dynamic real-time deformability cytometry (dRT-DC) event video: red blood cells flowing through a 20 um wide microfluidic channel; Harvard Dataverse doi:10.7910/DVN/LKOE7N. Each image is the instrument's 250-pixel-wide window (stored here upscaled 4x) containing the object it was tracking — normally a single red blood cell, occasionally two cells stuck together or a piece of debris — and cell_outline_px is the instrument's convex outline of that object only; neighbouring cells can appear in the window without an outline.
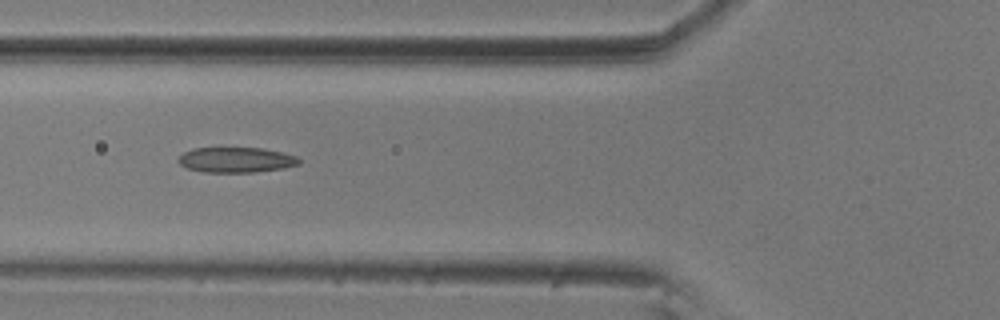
{"species": "common noctule bat (a hibernating species)", "species_latin": "Nyctalus noctula", "temperature_condition": "room temperature", "stored_images_in_passage": 15, "camera_frame_rate_fps": 3000, "um_per_image_px": 0.085, "animal": {"sex": "male", "body_mass_g": 20.5, "forearm_length_mm": 52.5}, "frame": {"image": 1, "passage_image": 6, "time_ms": 1.667, "image_size_px": [1000, 320], "cell_outline_px": [[300, 164], [284, 168], [252, 172], [204, 172], [188, 168], [180, 164], [176, 160], [184, 152], [192, 148], [264, 148], [284, 152], [296, 156], [300, 160]], "centroid_in_image_um": [20.08, 13.58], "position_along_channel_um": 105.7, "area_um2": 17.8}}
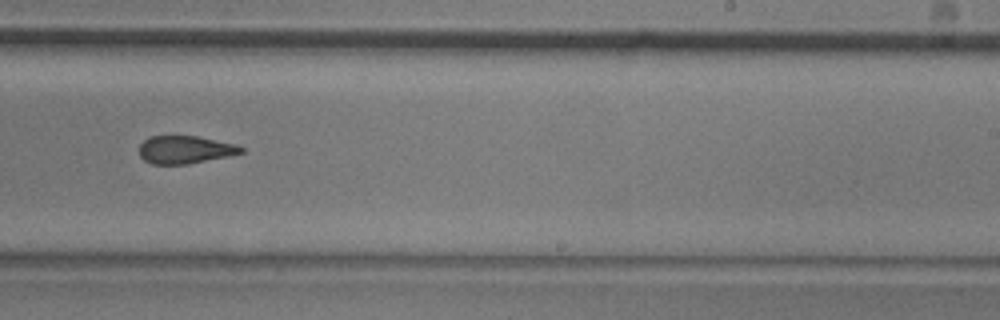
{"frame": {"image": 2, "passage_image": 10, "time_ms": 3.0, "image_size_px": [1000, 320], "cell_outline_px": [[244, 152], [228, 156], [188, 164], [152, 164], [144, 160], [140, 156], [140, 144], [144, 140], [152, 136], [196, 136], [236, 144], [244, 148]], "centroid_in_image_um": [15.73, 12.72], "position_along_channel_um": 273.3, "area_um2": 16.42}}
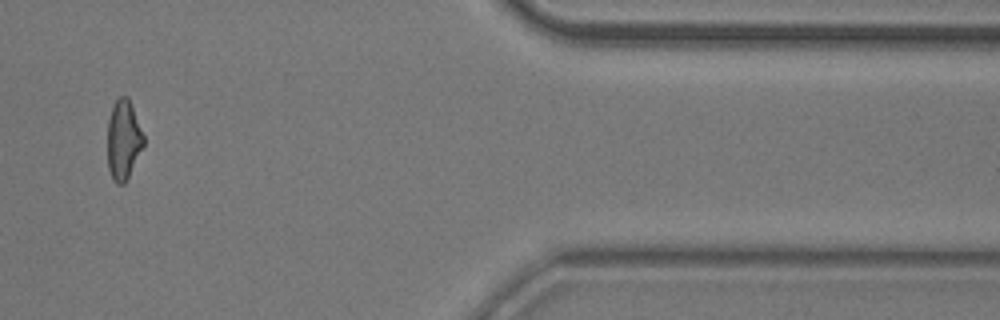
{"frame": {"image": 3, "passage_image": 14, "time_ms": 4.333, "image_size_px": [1000, 320], "cell_outline_px": [[144, 144], [124, 184], [116, 184], [112, 180], [108, 168], [108, 120], [112, 108], [116, 100], [120, 96], [128, 96], [144, 136]], "centroid_in_image_um": [10.48, 11.89], "position_along_channel_um": 400.9, "area_um2": 16.53}}